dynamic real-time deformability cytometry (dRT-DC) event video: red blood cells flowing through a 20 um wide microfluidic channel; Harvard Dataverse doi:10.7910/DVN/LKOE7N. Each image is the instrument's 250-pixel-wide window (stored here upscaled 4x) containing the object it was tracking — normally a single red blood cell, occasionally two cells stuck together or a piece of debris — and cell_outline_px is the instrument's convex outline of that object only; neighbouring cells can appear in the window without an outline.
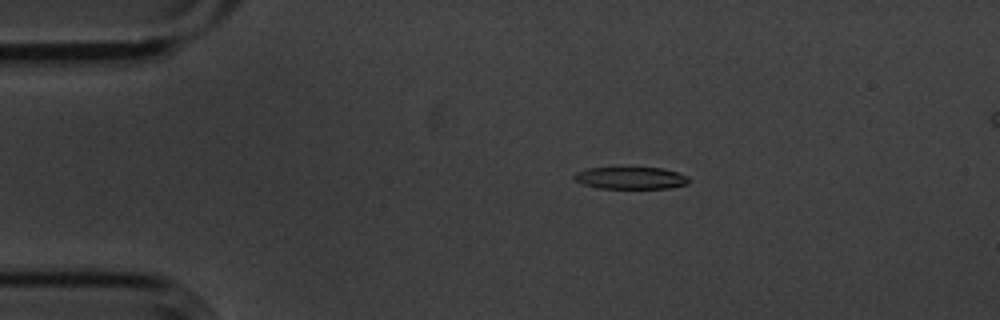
{"species": "common noctule bat (a hibernating species)", "species_latin": "Nyctalus noctula", "temperature_condition": "cold", "stored_images_in_passage": 5, "camera_frame_rate_fps": 3000, "um_per_image_px": 0.085, "animal": {"sex": "male", "body_mass_g": 20.1, "forearm_length_mm": 53.5}, "frame": {"image": 1, "passage_image": 3, "time_ms": 0.667, "image_size_px": [1000, 320], "cell_outline_px": [[688, 184], [668, 188], [600, 188], [584, 184], [576, 180], [572, 176], [576, 172], [588, 168], [664, 168], [688, 176]], "centroid_in_image_um": [53.62, 15.13], "position_along_channel_um": 31.4, "area_um2": 14.57}}